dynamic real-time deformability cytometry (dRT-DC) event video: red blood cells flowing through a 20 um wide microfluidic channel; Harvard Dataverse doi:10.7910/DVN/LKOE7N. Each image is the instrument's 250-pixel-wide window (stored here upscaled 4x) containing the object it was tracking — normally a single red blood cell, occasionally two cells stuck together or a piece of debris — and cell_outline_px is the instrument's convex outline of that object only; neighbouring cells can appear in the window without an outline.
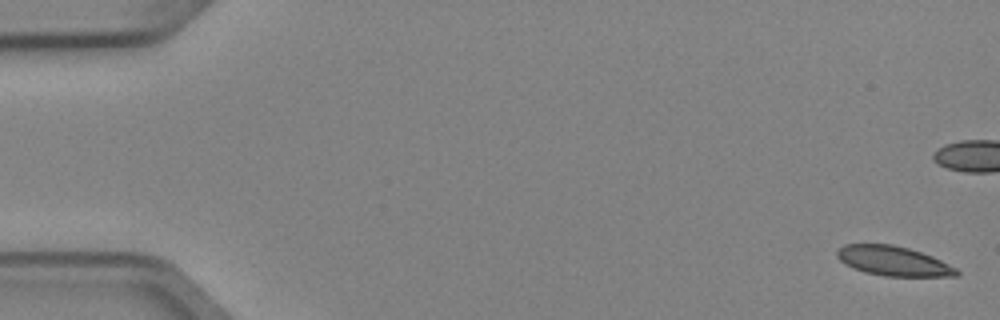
{"species": "Egyptian fruit bat (a non-hibernating species)", "species_latin": "Rousettus aegyptiacus", "temperature_condition": "cold", "stored_images_in_passage": 5, "camera_frame_rate_fps": 3000, "um_per_image_px": 0.085, "animal": {"sex": "female"}, "frame": {"image": 1, "passage_image": 1, "time_ms": 0.0, "image_size_px": [1000, 320], "cell_outline_px": [[960, 272], [956, 276], [884, 276], [868, 272], [844, 264], [836, 256], [836, 252], [844, 244], [892, 244], [908, 248], [932, 256], [956, 268]], "centroid_in_image_um": [75.93, 22.18], "position_along_channel_um": 9.1, "area_um2": 20.35}}